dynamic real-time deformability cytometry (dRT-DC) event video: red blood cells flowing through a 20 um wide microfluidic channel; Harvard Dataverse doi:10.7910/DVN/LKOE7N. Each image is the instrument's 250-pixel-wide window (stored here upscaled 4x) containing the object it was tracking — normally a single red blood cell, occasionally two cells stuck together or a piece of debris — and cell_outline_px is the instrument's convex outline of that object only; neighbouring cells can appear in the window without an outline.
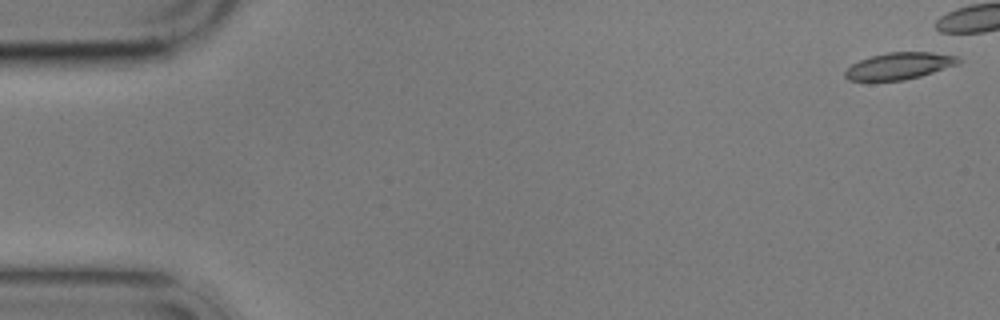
{"species": "common noctule bat (a hibernating species)", "species_latin": "Nyctalus noctula", "temperature_condition": "cold", "stored_images_in_passage": 7, "camera_frame_rate_fps": 3000, "um_per_image_px": 0.085, "animal": {"sex": "male", "body_mass_g": 17.9}, "frame": {"image": 1, "passage_image": 1, "time_ms": 0.0, "image_size_px": [1000, 320], "cell_outline_px": [[964, 60], [960, 64], [920, 76], [904, 80], [848, 80], [844, 76], [844, 72], [852, 64], [860, 60], [872, 56], [888, 52], [932, 52], [960, 56]], "centroid_in_image_um": [76.52, 5.59], "position_along_channel_um": 8.5, "area_um2": 17.74}}
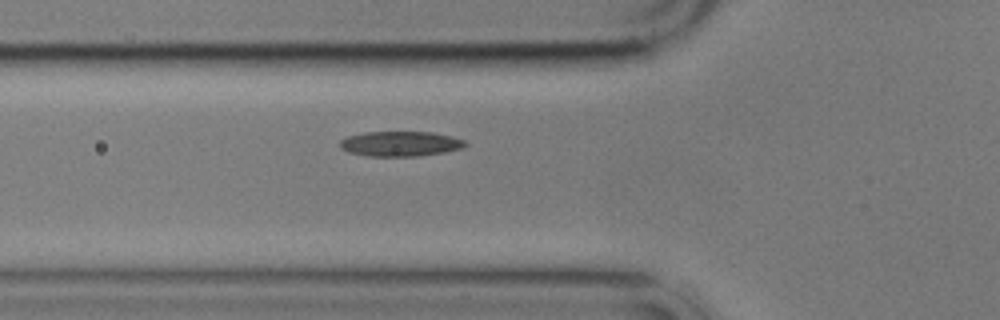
{"frame": {"image": 2, "passage_image": 7, "time_ms": 7.667, "image_size_px": [1000, 320], "cell_outline_px": [[468, 144], [464, 148], [444, 152], [420, 156], [368, 156], [348, 152], [340, 148], [340, 140], [348, 136], [364, 132], [432, 132], [452, 136], [464, 140]], "centroid_in_image_um": [34.04, 12.22], "position_along_channel_um": 91.8, "area_um2": 18.38}}